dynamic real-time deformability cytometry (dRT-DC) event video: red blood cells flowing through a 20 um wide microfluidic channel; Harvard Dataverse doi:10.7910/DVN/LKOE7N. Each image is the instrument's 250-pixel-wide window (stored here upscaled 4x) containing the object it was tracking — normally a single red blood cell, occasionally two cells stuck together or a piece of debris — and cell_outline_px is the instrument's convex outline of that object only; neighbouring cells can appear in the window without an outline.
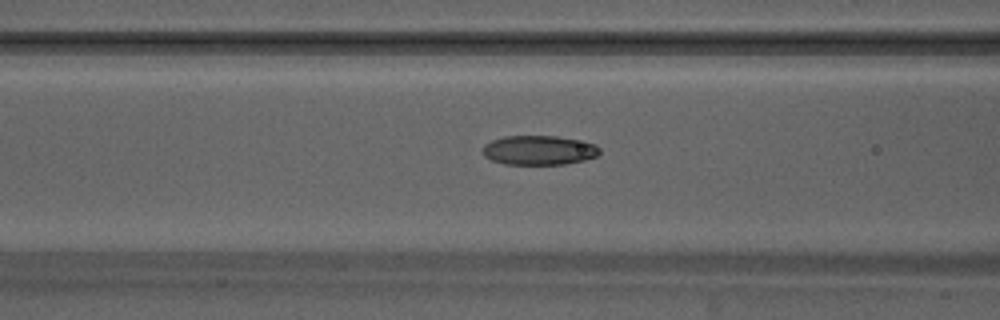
{"species": "Egyptian fruit bat (a non-hibernating species)", "species_latin": "Rousettus aegyptiacus", "temperature_condition": "warm", "stored_images_in_passage": 9, "camera_frame_rate_fps": 3000, "um_per_image_px": 0.085, "animal": {"sex": "male"}, "frame": {"image": 1, "passage_image": 4, "time_ms": 1.0, "image_size_px": [1000, 320], "cell_outline_px": [[600, 152], [596, 156], [584, 160], [564, 164], [504, 164], [492, 160], [484, 156], [484, 144], [492, 140], [504, 136], [556, 136], [596, 144], [600, 148]], "centroid_in_image_um": [45.81, 12.77], "position_along_channel_um": 120.8, "area_um2": 19.88}}